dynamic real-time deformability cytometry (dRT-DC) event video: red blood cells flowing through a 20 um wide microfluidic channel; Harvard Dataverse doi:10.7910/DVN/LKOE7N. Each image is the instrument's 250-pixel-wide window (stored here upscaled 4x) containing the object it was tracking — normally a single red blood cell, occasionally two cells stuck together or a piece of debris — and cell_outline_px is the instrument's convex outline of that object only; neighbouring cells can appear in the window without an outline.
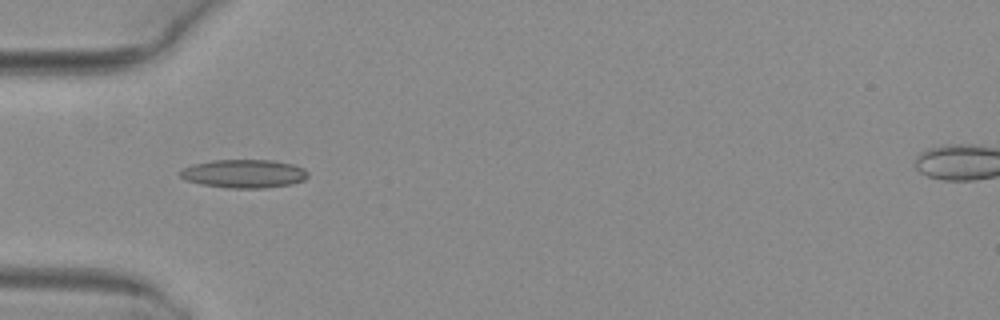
{"species": "common noctule bat (a hibernating species)", "species_latin": "Nyctalus noctula", "temperature_condition": "warm", "stored_images_in_passage": 36, "camera_frame_rate_fps": 3000, "um_per_image_px": 0.085, "animal": {"sex": "female", "body_mass_g": 29.2, "forearm_length_mm": 56.3}, "frame": {"image": 1, "passage_image": 2, "time_ms": 0.333, "image_size_px": [1000, 320], "cell_outline_px": [[308, 176], [304, 180], [292, 184], [264, 188], [228, 188], [200, 184], [188, 180], [180, 176], [180, 172], [184, 168], [196, 164], [212, 160], [272, 160], [292, 164], [304, 168], [308, 172]], "centroid_in_image_um": [20.78, 14.76], "position_along_channel_um": 64.2, "area_um2": 21.04}}
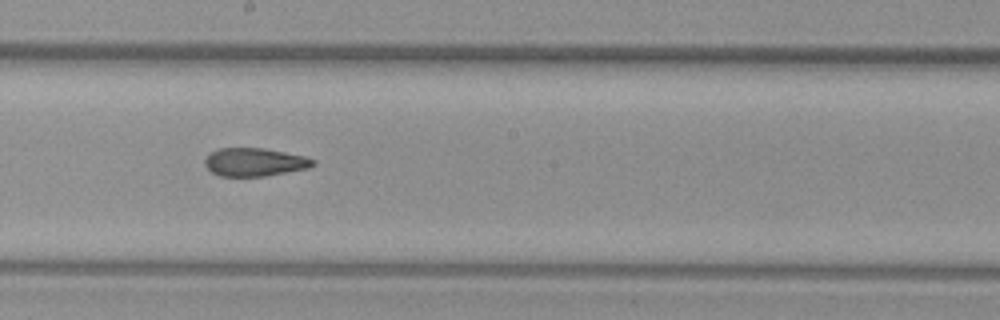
{"frame": {"image": 2, "passage_image": 14, "time_ms": 4.333, "image_size_px": [1000, 320], "cell_outline_px": [[316, 164], [308, 168], [264, 176], [220, 176], [212, 172], [204, 164], [204, 160], [212, 152], [220, 148], [264, 148], [304, 156], [316, 160]], "centroid_in_image_um": [21.65, 13.78], "position_along_channel_um": 226.5, "area_um2": 17.63}}
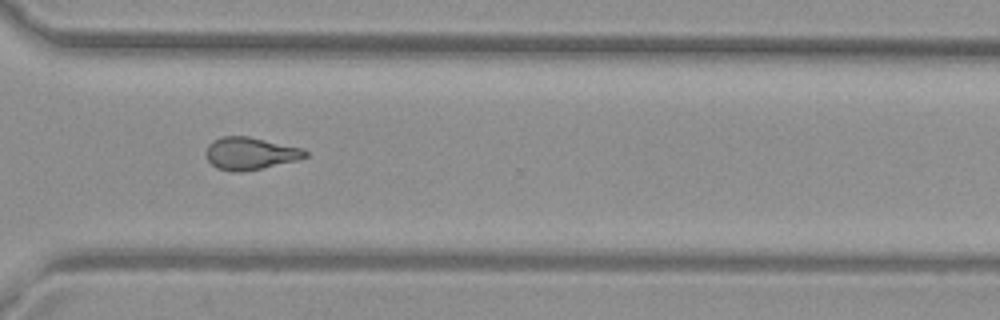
{"frame": {"image": 3, "passage_image": 23, "time_ms": 7.333, "image_size_px": [1000, 320], "cell_outline_px": [[308, 156], [296, 160], [260, 168], [240, 172], [232, 172], [216, 168], [208, 160], [204, 152], [208, 144], [212, 140], [220, 136], [248, 136], [304, 148], [308, 152]], "centroid_in_image_um": [21.23, 13.03], "position_along_channel_um": 349.4, "area_um2": 18.84}, "authors_computed_cell_mechanics": {"area_um2": 18.7272, "velocity_mm_per_s": 4.0994, "shape_relaxation_time_tau1_ms": null, "shape_relaxation_time_tau2_ms": 2.167, "deformation_change_tau1": null, "deformation_change_tau2": 0.1091}}